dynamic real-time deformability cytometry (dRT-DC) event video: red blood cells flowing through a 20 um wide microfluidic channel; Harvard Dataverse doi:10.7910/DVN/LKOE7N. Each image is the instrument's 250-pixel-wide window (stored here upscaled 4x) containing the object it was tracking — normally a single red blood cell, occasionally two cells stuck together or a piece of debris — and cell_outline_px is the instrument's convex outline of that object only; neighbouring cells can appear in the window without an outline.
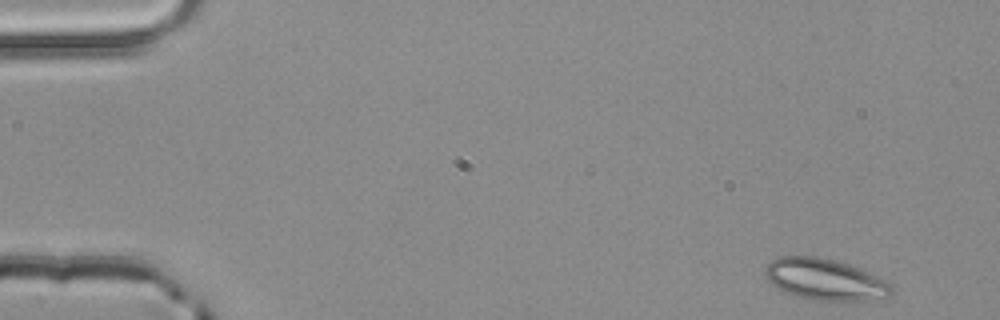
{"species": "common noctule bat (a hibernating species)", "species_latin": "Nyctalus noctula", "temperature_condition": "room temperature", "stored_images_in_passage": 4, "camera_frame_rate_fps": 3000, "um_per_image_px": 0.085, "animal": {"sex": "male", "body_mass_g": 20.4}, "frame": {"image": 1, "passage_image": 1, "time_ms": 0.0, "image_size_px": [1000, 320], "cell_outline_px": [[892, 292], [888, 296], [864, 300], [812, 300], [788, 292], [772, 284], [764, 276], [764, 268], [772, 260], [780, 256], [816, 256], [836, 260], [868, 272], [892, 284]], "centroid_in_image_um": [70.09, 23.73], "position_along_channel_um": 14.9, "area_um2": 29.94}}
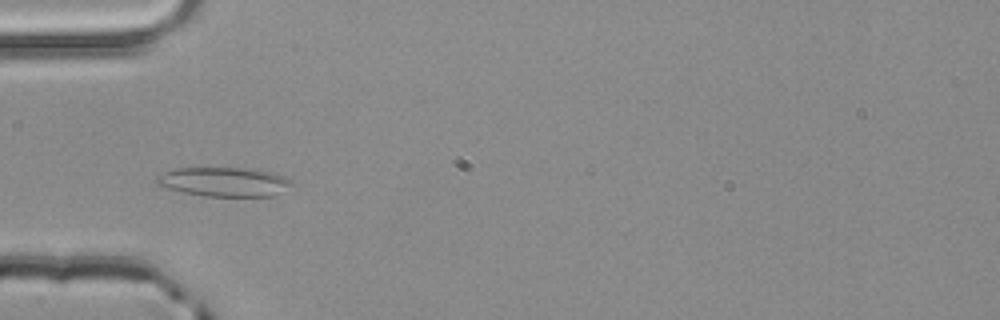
{"frame": {"image": 2, "passage_image": 3, "time_ms": 0.667, "image_size_px": [1000, 320], "cell_outline_px": [[296, 184], [276, 196], [204, 196], [184, 192], [168, 188], [156, 184], [156, 176], [164, 172], [176, 168], [256, 168], [272, 172], [284, 176], [292, 180]], "centroid_in_image_um": [19.13, 15.45], "position_along_channel_um": 65.9, "area_um2": 23.35}}
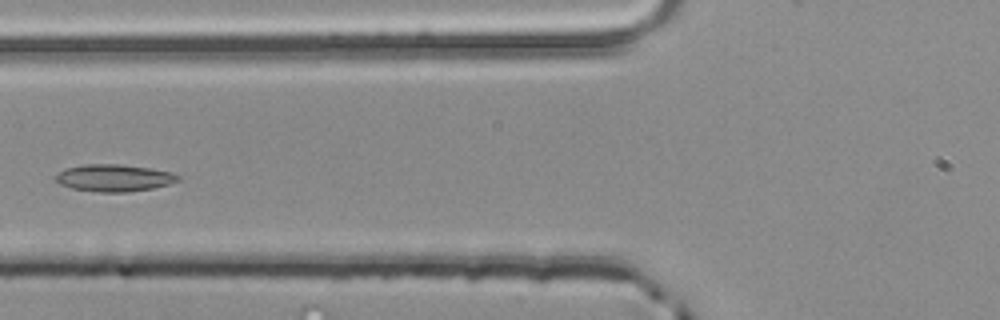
{"frame": {"image": 3, "passage_image": 4, "time_ms": 1.0, "image_size_px": [1000, 320], "cell_outline_px": [[180, 176], [176, 180], [168, 184], [152, 188], [128, 192], [96, 192], [72, 188], [60, 184], [56, 180], [56, 176], [60, 172], [68, 168], [84, 164], [120, 164], [148, 168], [172, 172]], "centroid_in_image_um": [9.69, 15.12], "position_along_channel_um": 116.1, "area_um2": 19.02}}